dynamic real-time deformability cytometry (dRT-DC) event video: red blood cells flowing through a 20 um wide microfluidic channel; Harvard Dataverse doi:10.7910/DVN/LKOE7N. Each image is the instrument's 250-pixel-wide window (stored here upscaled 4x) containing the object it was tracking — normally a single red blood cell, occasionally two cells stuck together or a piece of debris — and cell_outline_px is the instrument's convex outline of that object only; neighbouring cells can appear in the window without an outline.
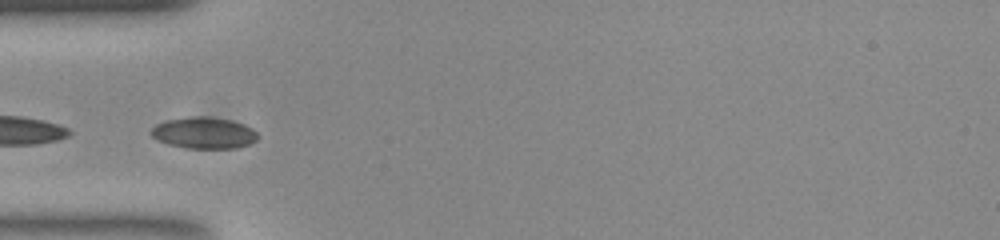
{"species": "common noctule bat (a hibernating species)", "species_latin": "Nyctalus noctula", "temperature_condition": "room temperature", "stored_images_in_passage": 10, "camera_frame_rate_fps": 3000, "um_per_image_px": 0.085, "animal": {"sex": "female", "body_mass_g": 23.0, "forearm_length_mm": 53.4}, "frame": {"image": 1, "passage_image": 1, "time_ms": 0.0, "image_size_px": [1000, 240], "cell_outline_px": [[256, 140], [248, 144], [236, 148], [184, 148], [168, 144], [152, 136], [152, 128], [156, 124], [164, 120], [192, 116], [208, 116], [228, 120], [244, 124], [252, 128], [256, 132]], "centroid_in_image_um": [17.31, 11.29], "position_along_channel_um": 67.7, "area_um2": 19.36}}
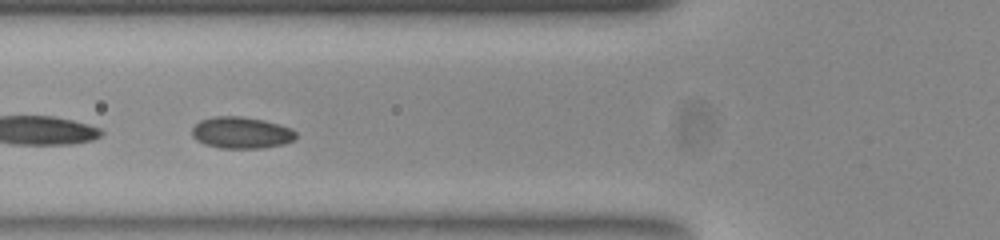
{"frame": {"image": 2, "passage_image": 4, "time_ms": 1.0, "image_size_px": [1000, 240], "cell_outline_px": [[296, 136], [292, 140], [284, 144], [260, 148], [220, 148], [204, 144], [196, 140], [192, 136], [192, 128], [200, 120], [212, 116], [240, 116], [264, 120], [280, 124], [292, 128], [296, 132]], "centroid_in_image_um": [20.5, 11.27], "position_along_channel_um": 105.3, "area_um2": 19.25}}